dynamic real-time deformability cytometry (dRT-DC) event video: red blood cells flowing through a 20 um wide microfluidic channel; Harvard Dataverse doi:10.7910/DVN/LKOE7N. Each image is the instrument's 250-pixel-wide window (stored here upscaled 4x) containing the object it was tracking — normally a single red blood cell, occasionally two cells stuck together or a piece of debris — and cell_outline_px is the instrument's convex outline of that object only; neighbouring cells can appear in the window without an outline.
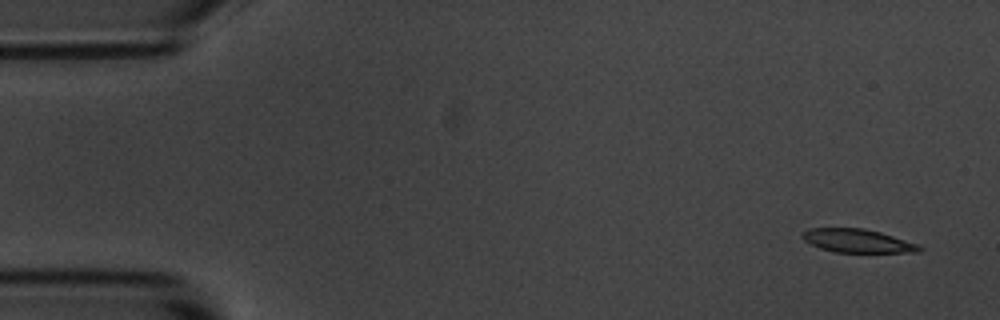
{"species": "common noctule bat (a hibernating species)", "species_latin": "Nyctalus noctula", "temperature_condition": "room temperature", "stored_images_in_passage": 5, "camera_frame_rate_fps": 3000, "um_per_image_px": 0.085, "animal": {"sex": "male", "body_mass_g": 20.1, "forearm_length_mm": 53.5}, "frame": {"image": 1, "passage_image": 1, "time_ms": 0.0, "image_size_px": [1000, 320], "cell_outline_px": [[924, 248], [920, 252], [836, 252], [820, 248], [804, 240], [800, 236], [808, 228], [864, 228], [880, 232], [920, 244]], "centroid_in_image_um": [72.92, 20.47], "position_along_channel_um": 12.1, "area_um2": 16.01}}
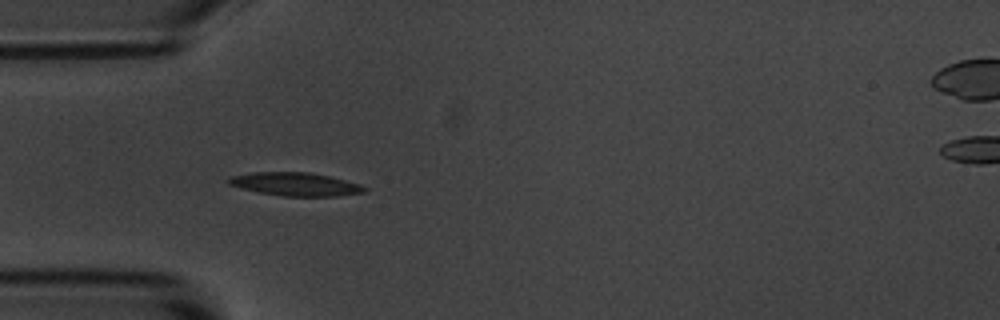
{"frame": {"image": 2, "passage_image": 5, "time_ms": 4.333, "image_size_px": [1000, 320], "cell_outline_px": [[368, 188], [364, 192], [336, 196], [284, 196], [260, 192], [240, 188], [228, 184], [224, 180], [228, 176], [252, 172], [312, 172], [360, 184]], "centroid_in_image_um": [25.05, 15.64], "position_along_channel_um": 60.0, "area_um2": 18.5}}